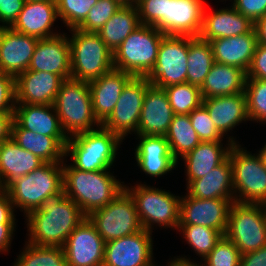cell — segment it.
<instances>
[{
	"label": "cell",
	"mask_w": 266,
	"mask_h": 266,
	"mask_svg": "<svg viewBox=\"0 0 266 266\" xmlns=\"http://www.w3.org/2000/svg\"><path fill=\"white\" fill-rule=\"evenodd\" d=\"M44 162L35 154L23 149L12 138L0 144V188L29 174Z\"/></svg>",
	"instance_id": "4dcf8cb0"
},
{
	"label": "cell",
	"mask_w": 266,
	"mask_h": 266,
	"mask_svg": "<svg viewBox=\"0 0 266 266\" xmlns=\"http://www.w3.org/2000/svg\"><path fill=\"white\" fill-rule=\"evenodd\" d=\"M57 18L56 0L26 1L10 28L38 39L53 37L60 34L52 28Z\"/></svg>",
	"instance_id": "603a6c76"
},
{
	"label": "cell",
	"mask_w": 266,
	"mask_h": 266,
	"mask_svg": "<svg viewBox=\"0 0 266 266\" xmlns=\"http://www.w3.org/2000/svg\"><path fill=\"white\" fill-rule=\"evenodd\" d=\"M87 218L105 242L144 230L135 202L126 189L103 208L91 212Z\"/></svg>",
	"instance_id": "7c38bea8"
},
{
	"label": "cell",
	"mask_w": 266,
	"mask_h": 266,
	"mask_svg": "<svg viewBox=\"0 0 266 266\" xmlns=\"http://www.w3.org/2000/svg\"><path fill=\"white\" fill-rule=\"evenodd\" d=\"M246 79L244 70L215 62L200 87L202 98L245 93Z\"/></svg>",
	"instance_id": "d6a6232c"
},
{
	"label": "cell",
	"mask_w": 266,
	"mask_h": 266,
	"mask_svg": "<svg viewBox=\"0 0 266 266\" xmlns=\"http://www.w3.org/2000/svg\"><path fill=\"white\" fill-rule=\"evenodd\" d=\"M81 208L66 197L64 189L46 198L25 216L26 242L38 246L63 247L71 232L86 218Z\"/></svg>",
	"instance_id": "6da1fadb"
},
{
	"label": "cell",
	"mask_w": 266,
	"mask_h": 266,
	"mask_svg": "<svg viewBox=\"0 0 266 266\" xmlns=\"http://www.w3.org/2000/svg\"><path fill=\"white\" fill-rule=\"evenodd\" d=\"M240 266H266V245L258 250L241 254Z\"/></svg>",
	"instance_id": "f907efd6"
},
{
	"label": "cell",
	"mask_w": 266,
	"mask_h": 266,
	"mask_svg": "<svg viewBox=\"0 0 266 266\" xmlns=\"http://www.w3.org/2000/svg\"><path fill=\"white\" fill-rule=\"evenodd\" d=\"M258 44L266 45V14L254 22Z\"/></svg>",
	"instance_id": "db71d44e"
},
{
	"label": "cell",
	"mask_w": 266,
	"mask_h": 266,
	"mask_svg": "<svg viewBox=\"0 0 266 266\" xmlns=\"http://www.w3.org/2000/svg\"><path fill=\"white\" fill-rule=\"evenodd\" d=\"M247 79L266 80V45H257L251 65L247 71Z\"/></svg>",
	"instance_id": "c3c4849f"
},
{
	"label": "cell",
	"mask_w": 266,
	"mask_h": 266,
	"mask_svg": "<svg viewBox=\"0 0 266 266\" xmlns=\"http://www.w3.org/2000/svg\"><path fill=\"white\" fill-rule=\"evenodd\" d=\"M178 232L191 249L203 260L224 236L216 229L201 225H179Z\"/></svg>",
	"instance_id": "74e56055"
},
{
	"label": "cell",
	"mask_w": 266,
	"mask_h": 266,
	"mask_svg": "<svg viewBox=\"0 0 266 266\" xmlns=\"http://www.w3.org/2000/svg\"><path fill=\"white\" fill-rule=\"evenodd\" d=\"M235 199H199L181 196L179 225H201L225 234Z\"/></svg>",
	"instance_id": "e0dca14e"
},
{
	"label": "cell",
	"mask_w": 266,
	"mask_h": 266,
	"mask_svg": "<svg viewBox=\"0 0 266 266\" xmlns=\"http://www.w3.org/2000/svg\"><path fill=\"white\" fill-rule=\"evenodd\" d=\"M190 122L201 141H223V136L210 118L206 107L201 104L190 114Z\"/></svg>",
	"instance_id": "ee69618b"
},
{
	"label": "cell",
	"mask_w": 266,
	"mask_h": 266,
	"mask_svg": "<svg viewBox=\"0 0 266 266\" xmlns=\"http://www.w3.org/2000/svg\"><path fill=\"white\" fill-rule=\"evenodd\" d=\"M164 36L154 26L140 25L113 52L114 69L134 77H146L155 66Z\"/></svg>",
	"instance_id": "ba28073f"
},
{
	"label": "cell",
	"mask_w": 266,
	"mask_h": 266,
	"mask_svg": "<svg viewBox=\"0 0 266 266\" xmlns=\"http://www.w3.org/2000/svg\"><path fill=\"white\" fill-rule=\"evenodd\" d=\"M224 236L241 254L266 245V206L261 203L233 202Z\"/></svg>",
	"instance_id": "30bf717a"
},
{
	"label": "cell",
	"mask_w": 266,
	"mask_h": 266,
	"mask_svg": "<svg viewBox=\"0 0 266 266\" xmlns=\"http://www.w3.org/2000/svg\"><path fill=\"white\" fill-rule=\"evenodd\" d=\"M120 8L121 6L114 0H98L77 29L85 32L97 33L107 20Z\"/></svg>",
	"instance_id": "b9f144b4"
},
{
	"label": "cell",
	"mask_w": 266,
	"mask_h": 266,
	"mask_svg": "<svg viewBox=\"0 0 266 266\" xmlns=\"http://www.w3.org/2000/svg\"><path fill=\"white\" fill-rule=\"evenodd\" d=\"M262 147L263 148L259 149V151L257 152V155L259 156L263 166L266 168V143Z\"/></svg>",
	"instance_id": "9f6ffc18"
},
{
	"label": "cell",
	"mask_w": 266,
	"mask_h": 266,
	"mask_svg": "<svg viewBox=\"0 0 266 266\" xmlns=\"http://www.w3.org/2000/svg\"><path fill=\"white\" fill-rule=\"evenodd\" d=\"M14 121L23 129L50 137H67L54 105L15 104Z\"/></svg>",
	"instance_id": "f1b7e54d"
},
{
	"label": "cell",
	"mask_w": 266,
	"mask_h": 266,
	"mask_svg": "<svg viewBox=\"0 0 266 266\" xmlns=\"http://www.w3.org/2000/svg\"><path fill=\"white\" fill-rule=\"evenodd\" d=\"M150 81L146 77H133L124 87L113 112L101 124L122 140L137 133L144 95Z\"/></svg>",
	"instance_id": "5bb4252c"
},
{
	"label": "cell",
	"mask_w": 266,
	"mask_h": 266,
	"mask_svg": "<svg viewBox=\"0 0 266 266\" xmlns=\"http://www.w3.org/2000/svg\"><path fill=\"white\" fill-rule=\"evenodd\" d=\"M25 1H45V0H25Z\"/></svg>",
	"instance_id": "680465c9"
},
{
	"label": "cell",
	"mask_w": 266,
	"mask_h": 266,
	"mask_svg": "<svg viewBox=\"0 0 266 266\" xmlns=\"http://www.w3.org/2000/svg\"><path fill=\"white\" fill-rule=\"evenodd\" d=\"M15 209L5 189L0 188V223H17Z\"/></svg>",
	"instance_id": "681fc988"
},
{
	"label": "cell",
	"mask_w": 266,
	"mask_h": 266,
	"mask_svg": "<svg viewBox=\"0 0 266 266\" xmlns=\"http://www.w3.org/2000/svg\"><path fill=\"white\" fill-rule=\"evenodd\" d=\"M228 157L235 202L266 204V168L259 156L234 144Z\"/></svg>",
	"instance_id": "8fae6325"
},
{
	"label": "cell",
	"mask_w": 266,
	"mask_h": 266,
	"mask_svg": "<svg viewBox=\"0 0 266 266\" xmlns=\"http://www.w3.org/2000/svg\"><path fill=\"white\" fill-rule=\"evenodd\" d=\"M197 263L196 260L194 262L189 258H187V256H174V259H171L166 266H206L205 263Z\"/></svg>",
	"instance_id": "11a10c76"
},
{
	"label": "cell",
	"mask_w": 266,
	"mask_h": 266,
	"mask_svg": "<svg viewBox=\"0 0 266 266\" xmlns=\"http://www.w3.org/2000/svg\"><path fill=\"white\" fill-rule=\"evenodd\" d=\"M165 137L171 153L177 161L201 142L191 125L189 115L175 114Z\"/></svg>",
	"instance_id": "d590c367"
},
{
	"label": "cell",
	"mask_w": 266,
	"mask_h": 266,
	"mask_svg": "<svg viewBox=\"0 0 266 266\" xmlns=\"http://www.w3.org/2000/svg\"><path fill=\"white\" fill-rule=\"evenodd\" d=\"M186 190L199 199H235L229 157L204 177L193 180Z\"/></svg>",
	"instance_id": "1f68e13d"
},
{
	"label": "cell",
	"mask_w": 266,
	"mask_h": 266,
	"mask_svg": "<svg viewBox=\"0 0 266 266\" xmlns=\"http://www.w3.org/2000/svg\"><path fill=\"white\" fill-rule=\"evenodd\" d=\"M62 189L63 163H43L5 188L14 209H20L25 216L37 209L46 198Z\"/></svg>",
	"instance_id": "8992f818"
},
{
	"label": "cell",
	"mask_w": 266,
	"mask_h": 266,
	"mask_svg": "<svg viewBox=\"0 0 266 266\" xmlns=\"http://www.w3.org/2000/svg\"><path fill=\"white\" fill-rule=\"evenodd\" d=\"M134 76L117 69L88 82L92 97L93 112L102 124L113 112L126 84Z\"/></svg>",
	"instance_id": "484cf974"
},
{
	"label": "cell",
	"mask_w": 266,
	"mask_h": 266,
	"mask_svg": "<svg viewBox=\"0 0 266 266\" xmlns=\"http://www.w3.org/2000/svg\"><path fill=\"white\" fill-rule=\"evenodd\" d=\"M98 0H56L57 13L67 29L77 28Z\"/></svg>",
	"instance_id": "60d3db41"
},
{
	"label": "cell",
	"mask_w": 266,
	"mask_h": 266,
	"mask_svg": "<svg viewBox=\"0 0 266 266\" xmlns=\"http://www.w3.org/2000/svg\"><path fill=\"white\" fill-rule=\"evenodd\" d=\"M53 105L68 138L101 127L93 112L90 87L86 81L64 80Z\"/></svg>",
	"instance_id": "277c9868"
},
{
	"label": "cell",
	"mask_w": 266,
	"mask_h": 266,
	"mask_svg": "<svg viewBox=\"0 0 266 266\" xmlns=\"http://www.w3.org/2000/svg\"><path fill=\"white\" fill-rule=\"evenodd\" d=\"M25 0H0V27H10L23 9Z\"/></svg>",
	"instance_id": "7dc6e473"
},
{
	"label": "cell",
	"mask_w": 266,
	"mask_h": 266,
	"mask_svg": "<svg viewBox=\"0 0 266 266\" xmlns=\"http://www.w3.org/2000/svg\"><path fill=\"white\" fill-rule=\"evenodd\" d=\"M105 241L86 217L68 236L63 246L67 266H102Z\"/></svg>",
	"instance_id": "2e32d148"
},
{
	"label": "cell",
	"mask_w": 266,
	"mask_h": 266,
	"mask_svg": "<svg viewBox=\"0 0 266 266\" xmlns=\"http://www.w3.org/2000/svg\"><path fill=\"white\" fill-rule=\"evenodd\" d=\"M68 35L38 39L28 70L55 73L63 80L71 78V56Z\"/></svg>",
	"instance_id": "ac0fdd59"
},
{
	"label": "cell",
	"mask_w": 266,
	"mask_h": 266,
	"mask_svg": "<svg viewBox=\"0 0 266 266\" xmlns=\"http://www.w3.org/2000/svg\"><path fill=\"white\" fill-rule=\"evenodd\" d=\"M187 55L188 36L165 35L155 66L146 78L159 88L187 82Z\"/></svg>",
	"instance_id": "4fadbf2b"
},
{
	"label": "cell",
	"mask_w": 266,
	"mask_h": 266,
	"mask_svg": "<svg viewBox=\"0 0 266 266\" xmlns=\"http://www.w3.org/2000/svg\"><path fill=\"white\" fill-rule=\"evenodd\" d=\"M63 81L55 73L26 70L15 78L16 104L53 105Z\"/></svg>",
	"instance_id": "ffe728a7"
},
{
	"label": "cell",
	"mask_w": 266,
	"mask_h": 266,
	"mask_svg": "<svg viewBox=\"0 0 266 266\" xmlns=\"http://www.w3.org/2000/svg\"><path fill=\"white\" fill-rule=\"evenodd\" d=\"M226 142L228 143L223 147V141H201L192 151L180 158L185 163L186 187L193 180L210 173L228 158L234 143L229 140Z\"/></svg>",
	"instance_id": "4316f807"
},
{
	"label": "cell",
	"mask_w": 266,
	"mask_h": 266,
	"mask_svg": "<svg viewBox=\"0 0 266 266\" xmlns=\"http://www.w3.org/2000/svg\"><path fill=\"white\" fill-rule=\"evenodd\" d=\"M69 31L71 79L90 82L114 69L113 53L97 33Z\"/></svg>",
	"instance_id": "52a82bcc"
},
{
	"label": "cell",
	"mask_w": 266,
	"mask_h": 266,
	"mask_svg": "<svg viewBox=\"0 0 266 266\" xmlns=\"http://www.w3.org/2000/svg\"><path fill=\"white\" fill-rule=\"evenodd\" d=\"M240 259L239 249L223 236L203 261L206 266H240Z\"/></svg>",
	"instance_id": "7bdbcfd3"
},
{
	"label": "cell",
	"mask_w": 266,
	"mask_h": 266,
	"mask_svg": "<svg viewBox=\"0 0 266 266\" xmlns=\"http://www.w3.org/2000/svg\"><path fill=\"white\" fill-rule=\"evenodd\" d=\"M245 95L249 121L266 124V80L246 79Z\"/></svg>",
	"instance_id": "ab89813d"
},
{
	"label": "cell",
	"mask_w": 266,
	"mask_h": 266,
	"mask_svg": "<svg viewBox=\"0 0 266 266\" xmlns=\"http://www.w3.org/2000/svg\"><path fill=\"white\" fill-rule=\"evenodd\" d=\"M121 7L136 6V0H114Z\"/></svg>",
	"instance_id": "6f0895ef"
},
{
	"label": "cell",
	"mask_w": 266,
	"mask_h": 266,
	"mask_svg": "<svg viewBox=\"0 0 266 266\" xmlns=\"http://www.w3.org/2000/svg\"><path fill=\"white\" fill-rule=\"evenodd\" d=\"M123 140L102 126L93 131L74 135L68 139L65 157L83 171L108 170L116 162L117 150Z\"/></svg>",
	"instance_id": "5b68a950"
},
{
	"label": "cell",
	"mask_w": 266,
	"mask_h": 266,
	"mask_svg": "<svg viewBox=\"0 0 266 266\" xmlns=\"http://www.w3.org/2000/svg\"><path fill=\"white\" fill-rule=\"evenodd\" d=\"M151 235V232L144 229L106 242L102 266H157L153 261Z\"/></svg>",
	"instance_id": "9a60e30c"
},
{
	"label": "cell",
	"mask_w": 266,
	"mask_h": 266,
	"mask_svg": "<svg viewBox=\"0 0 266 266\" xmlns=\"http://www.w3.org/2000/svg\"><path fill=\"white\" fill-rule=\"evenodd\" d=\"M24 246L13 266H67L63 247L38 246L28 242Z\"/></svg>",
	"instance_id": "8d00e7d4"
},
{
	"label": "cell",
	"mask_w": 266,
	"mask_h": 266,
	"mask_svg": "<svg viewBox=\"0 0 266 266\" xmlns=\"http://www.w3.org/2000/svg\"><path fill=\"white\" fill-rule=\"evenodd\" d=\"M231 5L253 23L266 14V0H230Z\"/></svg>",
	"instance_id": "bcb514c9"
},
{
	"label": "cell",
	"mask_w": 266,
	"mask_h": 266,
	"mask_svg": "<svg viewBox=\"0 0 266 266\" xmlns=\"http://www.w3.org/2000/svg\"><path fill=\"white\" fill-rule=\"evenodd\" d=\"M108 170L83 171L63 161V189L88 216L103 208L125 189L124 182Z\"/></svg>",
	"instance_id": "3957f363"
},
{
	"label": "cell",
	"mask_w": 266,
	"mask_h": 266,
	"mask_svg": "<svg viewBox=\"0 0 266 266\" xmlns=\"http://www.w3.org/2000/svg\"><path fill=\"white\" fill-rule=\"evenodd\" d=\"M209 42L215 62L238 67L246 73L258 45L254 28L246 34L218 38Z\"/></svg>",
	"instance_id": "83f0119b"
},
{
	"label": "cell",
	"mask_w": 266,
	"mask_h": 266,
	"mask_svg": "<svg viewBox=\"0 0 266 266\" xmlns=\"http://www.w3.org/2000/svg\"><path fill=\"white\" fill-rule=\"evenodd\" d=\"M174 115L164 88L150 84L144 95L136 135L165 136Z\"/></svg>",
	"instance_id": "7402d4cb"
},
{
	"label": "cell",
	"mask_w": 266,
	"mask_h": 266,
	"mask_svg": "<svg viewBox=\"0 0 266 266\" xmlns=\"http://www.w3.org/2000/svg\"><path fill=\"white\" fill-rule=\"evenodd\" d=\"M139 139L134 149L136 165L150 177H161L171 173L179 164L170 150L165 136L136 135Z\"/></svg>",
	"instance_id": "44dd1931"
},
{
	"label": "cell",
	"mask_w": 266,
	"mask_h": 266,
	"mask_svg": "<svg viewBox=\"0 0 266 266\" xmlns=\"http://www.w3.org/2000/svg\"><path fill=\"white\" fill-rule=\"evenodd\" d=\"M38 38L0 27V72L16 78L28 70Z\"/></svg>",
	"instance_id": "d6986e66"
},
{
	"label": "cell",
	"mask_w": 266,
	"mask_h": 266,
	"mask_svg": "<svg viewBox=\"0 0 266 266\" xmlns=\"http://www.w3.org/2000/svg\"><path fill=\"white\" fill-rule=\"evenodd\" d=\"M11 138L23 149L35 154L44 163L67 162L65 147L68 137H50L21 128L15 121Z\"/></svg>",
	"instance_id": "f546056e"
},
{
	"label": "cell",
	"mask_w": 266,
	"mask_h": 266,
	"mask_svg": "<svg viewBox=\"0 0 266 266\" xmlns=\"http://www.w3.org/2000/svg\"><path fill=\"white\" fill-rule=\"evenodd\" d=\"M141 24L136 6L121 7L97 32L113 52Z\"/></svg>",
	"instance_id": "836d02e7"
},
{
	"label": "cell",
	"mask_w": 266,
	"mask_h": 266,
	"mask_svg": "<svg viewBox=\"0 0 266 266\" xmlns=\"http://www.w3.org/2000/svg\"><path fill=\"white\" fill-rule=\"evenodd\" d=\"M15 78L0 72V112H14Z\"/></svg>",
	"instance_id": "f6af8a7d"
},
{
	"label": "cell",
	"mask_w": 266,
	"mask_h": 266,
	"mask_svg": "<svg viewBox=\"0 0 266 266\" xmlns=\"http://www.w3.org/2000/svg\"><path fill=\"white\" fill-rule=\"evenodd\" d=\"M125 189L133 198L143 228L153 232L154 226L159 228L179 227L181 197L159 189L155 186L138 183L134 187L125 185ZM154 225V226H153Z\"/></svg>",
	"instance_id": "9c48e42d"
},
{
	"label": "cell",
	"mask_w": 266,
	"mask_h": 266,
	"mask_svg": "<svg viewBox=\"0 0 266 266\" xmlns=\"http://www.w3.org/2000/svg\"><path fill=\"white\" fill-rule=\"evenodd\" d=\"M202 104L218 131L223 136H228L226 139L232 143L239 144L234 137L227 134L243 121H249L245 93L204 98Z\"/></svg>",
	"instance_id": "cb8c5ba5"
},
{
	"label": "cell",
	"mask_w": 266,
	"mask_h": 266,
	"mask_svg": "<svg viewBox=\"0 0 266 266\" xmlns=\"http://www.w3.org/2000/svg\"><path fill=\"white\" fill-rule=\"evenodd\" d=\"M164 90L174 114L189 115L203 101L200 88L187 82L169 85Z\"/></svg>",
	"instance_id": "f35d334b"
},
{
	"label": "cell",
	"mask_w": 266,
	"mask_h": 266,
	"mask_svg": "<svg viewBox=\"0 0 266 266\" xmlns=\"http://www.w3.org/2000/svg\"><path fill=\"white\" fill-rule=\"evenodd\" d=\"M187 58V83L200 88L215 63L210 42L188 36Z\"/></svg>",
	"instance_id": "e575fe53"
},
{
	"label": "cell",
	"mask_w": 266,
	"mask_h": 266,
	"mask_svg": "<svg viewBox=\"0 0 266 266\" xmlns=\"http://www.w3.org/2000/svg\"><path fill=\"white\" fill-rule=\"evenodd\" d=\"M205 6V0H136L141 24L165 35L199 37Z\"/></svg>",
	"instance_id": "7a4b0ae2"
},
{
	"label": "cell",
	"mask_w": 266,
	"mask_h": 266,
	"mask_svg": "<svg viewBox=\"0 0 266 266\" xmlns=\"http://www.w3.org/2000/svg\"><path fill=\"white\" fill-rule=\"evenodd\" d=\"M16 223H0V253L10 252L13 236L15 235Z\"/></svg>",
	"instance_id": "816d5d0a"
},
{
	"label": "cell",
	"mask_w": 266,
	"mask_h": 266,
	"mask_svg": "<svg viewBox=\"0 0 266 266\" xmlns=\"http://www.w3.org/2000/svg\"><path fill=\"white\" fill-rule=\"evenodd\" d=\"M254 23L239 13L232 5L228 8L210 10L205 6L199 37L206 41L234 37L249 33Z\"/></svg>",
	"instance_id": "d4e9b609"
},
{
	"label": "cell",
	"mask_w": 266,
	"mask_h": 266,
	"mask_svg": "<svg viewBox=\"0 0 266 266\" xmlns=\"http://www.w3.org/2000/svg\"><path fill=\"white\" fill-rule=\"evenodd\" d=\"M13 112H0V144L11 139Z\"/></svg>",
	"instance_id": "f5cc1de1"
}]
</instances>
